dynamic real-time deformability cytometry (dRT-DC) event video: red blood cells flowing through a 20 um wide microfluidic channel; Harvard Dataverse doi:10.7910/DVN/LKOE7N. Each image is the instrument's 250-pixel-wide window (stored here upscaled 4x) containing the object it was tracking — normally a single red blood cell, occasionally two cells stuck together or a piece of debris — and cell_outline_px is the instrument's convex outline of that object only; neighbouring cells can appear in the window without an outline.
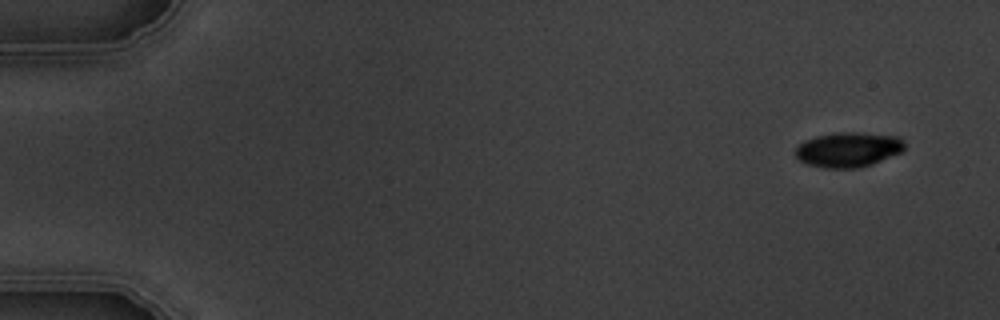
{"species": "common noctule bat (a hibernating species)", "species_latin": "Nyctalus noctula", "temperature_condition": "warm", "stored_images_in_passage": 4, "camera_frame_rate_fps": 3000, "um_per_image_px": 0.085, "animal": {"sex": "male", "body_mass_g": 19.5, "forearm_length_mm": 54.6}, "frame": {"image": 1, "passage_image": 4, "time_ms": 4.333, "image_size_px": [1000, 320], "cell_outline_px": [[904, 148], [900, 152], [872, 164], [856, 168], [824, 168], [808, 164], [800, 160], [796, 156], [796, 148], [804, 140], [816, 136], [836, 132], [860, 132], [900, 136], [904, 140]], "centroid_in_image_um": [72.11, 12.7], "position_along_channel_um": 12.9, "area_um2": 22.2}}